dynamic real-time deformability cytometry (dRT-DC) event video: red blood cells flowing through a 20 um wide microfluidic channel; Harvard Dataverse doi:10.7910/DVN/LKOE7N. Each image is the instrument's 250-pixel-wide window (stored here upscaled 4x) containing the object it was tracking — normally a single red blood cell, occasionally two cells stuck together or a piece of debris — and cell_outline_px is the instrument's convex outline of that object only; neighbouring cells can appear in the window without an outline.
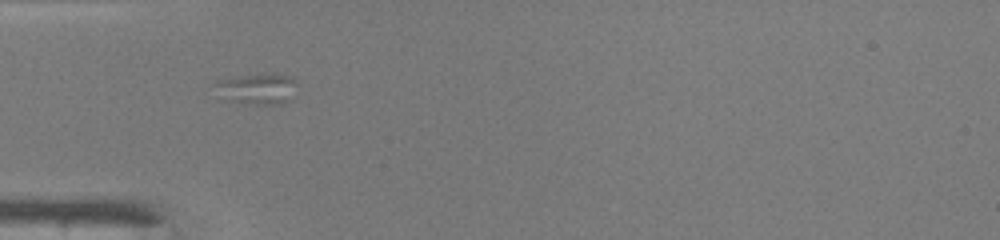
{"species": "common noctule bat (a hibernating species)", "species_latin": "Nyctalus noctula", "temperature_condition": "warm", "stored_images_in_passage": 3, "segment_of_instrument_passage": [1, 2], "camera_frame_rate_fps": 3000, "um_per_image_px": 0.085, "animal": {"sex": "male", "body_mass_g": 19.0, "forearm_length_mm": 50.8}, "frame": {"image": 1, "passage_image": 1, "time_ms": 0.0, "image_size_px": [1000, 240], "cell_outline_px": [[296, 96], [292, 100], [280, 104], [260, 104], [232, 100], [216, 84], [220, 80], [240, 76], [292, 76], [296, 84]], "centroid_in_image_um": [22.08, 7.57], "position_along_channel_um": 62.9, "area_um2": 13.47}}